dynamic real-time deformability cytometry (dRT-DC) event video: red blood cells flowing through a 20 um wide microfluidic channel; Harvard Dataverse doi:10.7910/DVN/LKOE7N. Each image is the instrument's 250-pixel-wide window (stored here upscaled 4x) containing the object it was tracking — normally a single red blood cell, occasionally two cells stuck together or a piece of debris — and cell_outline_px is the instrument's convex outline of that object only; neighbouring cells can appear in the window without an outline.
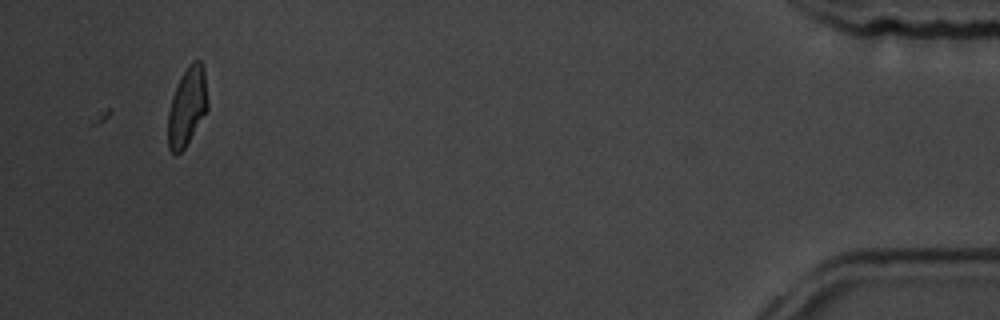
{"species": "common noctule bat (a hibernating species)", "species_latin": "Nyctalus noctula", "temperature_condition": "room temperature", "stored_images_in_passage": 38, "camera_frame_rate_fps": 3000, "um_per_image_px": 0.085, "animal": {"sex": "male", "body_mass_g": 19.5, "forearm_length_mm": 54.6}, "frame": {"image": 1, "passage_image": 38, "time_ms": 12.333, "image_size_px": [1000, 320], "cell_outline_px": [[208, 108], [184, 148], [176, 156], [168, 148], [168, 112], [172, 96], [176, 84], [188, 64], [192, 60], [200, 60], [204, 68], [208, 100]], "centroid_in_image_um": [15.9, 9.02], "position_along_channel_um": 419.3, "area_um2": 18.21}}